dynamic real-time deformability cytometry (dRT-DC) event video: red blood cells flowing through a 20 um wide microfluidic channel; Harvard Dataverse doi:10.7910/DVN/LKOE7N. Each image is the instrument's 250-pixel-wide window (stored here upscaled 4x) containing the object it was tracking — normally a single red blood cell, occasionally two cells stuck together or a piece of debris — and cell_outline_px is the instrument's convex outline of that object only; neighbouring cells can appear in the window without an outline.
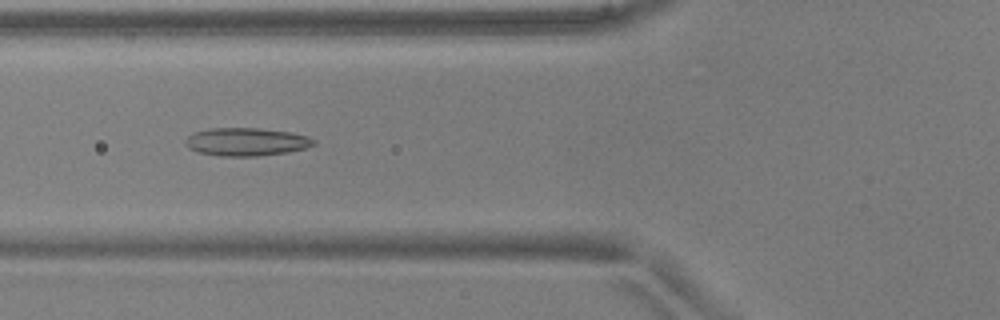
{"species": "common noctule bat (a hibernating species)", "species_latin": "Nyctalus noctula", "temperature_condition": "warm", "stored_images_in_passage": 51, "camera_frame_rate_fps": 3000, "um_per_image_px": 0.085, "animal": {"sex": "male", "body_mass_g": 17.9, "forearm_length_mm": 54.2}, "frame": {"image": 1, "passage_image": 19, "time_ms": 6.0, "image_size_px": [1000, 320], "cell_outline_px": [[316, 144], [304, 148], [288, 152], [256, 156], [220, 156], [196, 152], [188, 148], [188, 136], [192, 132], [212, 128], [256, 128], [292, 132], [308, 136], [316, 140]], "centroid_in_image_um": [20.96, 12.05], "position_along_channel_um": 104.8, "area_um2": 20.92}}
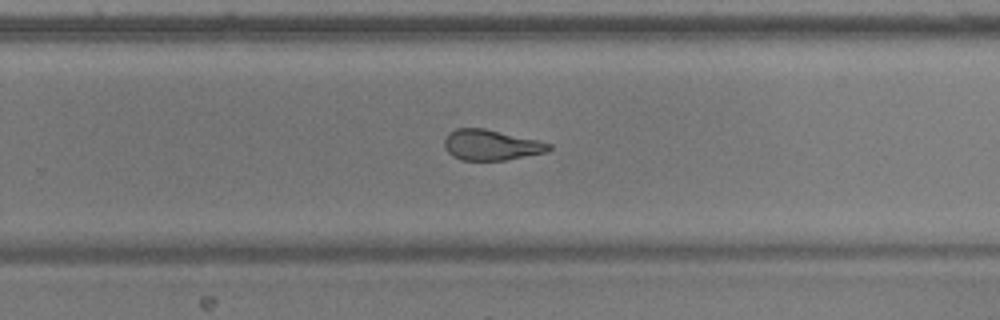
{"frame": {"image": 2, "passage_image": 33, "time_ms": 10.667, "image_size_px": [1000, 320], "cell_outline_px": [[552, 148], [548, 152], [504, 160], [460, 160], [452, 156], [444, 148], [444, 140], [448, 132], [456, 128], [484, 128], [536, 140], [552, 144]], "centroid_in_image_um": [41.71, 12.33], "position_along_channel_um": 288.1, "area_um2": 18.61}}
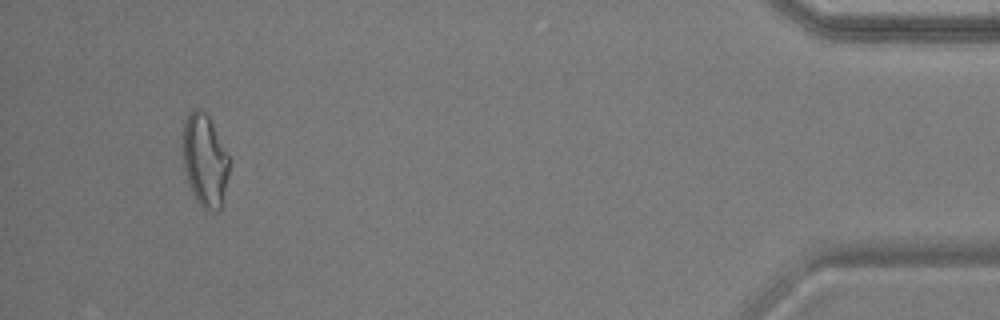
{"frame": {"image": 3, "passage_image": 48, "time_ms": 15.667, "image_size_px": [1000, 320], "cell_outline_px": [[228, 176], [220, 208], [212, 212], [208, 212], [196, 200], [192, 192], [184, 168], [180, 144], [180, 136], [184, 120], [188, 112], [192, 108], [200, 108], [208, 116], [228, 156]], "centroid_in_image_um": [17.34, 13.58], "position_along_channel_um": 417.9, "area_um2": 25.2}}